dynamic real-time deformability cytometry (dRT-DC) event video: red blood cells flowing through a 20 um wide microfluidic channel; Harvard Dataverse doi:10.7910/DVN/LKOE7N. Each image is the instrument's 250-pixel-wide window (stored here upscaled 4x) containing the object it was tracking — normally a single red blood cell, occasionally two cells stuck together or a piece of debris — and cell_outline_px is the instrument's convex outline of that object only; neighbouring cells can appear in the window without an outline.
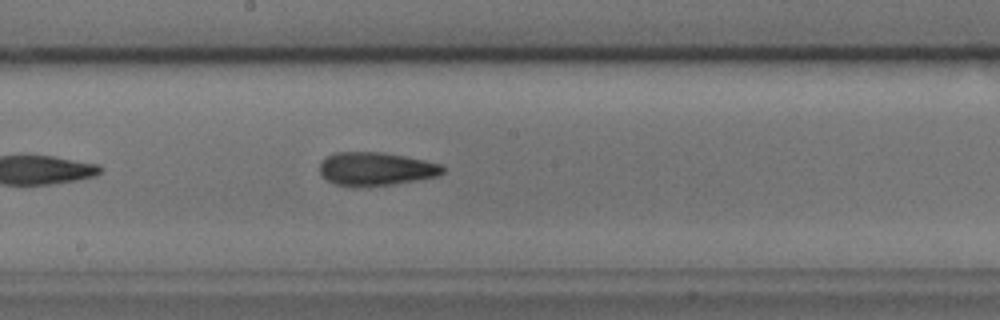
{"species": "common noctule bat (a hibernating species)", "species_latin": "Nyctalus noctula", "temperature_condition": "cold", "stored_images_in_passage": 25, "camera_frame_rate_fps": 3000, "um_per_image_px": 0.085, "animal": {"sex": "male", "body_mass_g": 17.9, "forearm_length_mm": 54.2}, "frame": {"image": 1, "passage_image": 15, "time_ms": 4.667, "image_size_px": [1000, 320], "cell_outline_px": [[444, 172], [440, 176], [392, 184], [336, 184], [324, 180], [320, 172], [320, 164], [328, 156], [336, 152], [384, 152], [424, 160], [440, 164], [444, 168]], "centroid_in_image_um": [31.98, 14.32], "position_along_channel_um": 216.2, "area_um2": 23.29}}